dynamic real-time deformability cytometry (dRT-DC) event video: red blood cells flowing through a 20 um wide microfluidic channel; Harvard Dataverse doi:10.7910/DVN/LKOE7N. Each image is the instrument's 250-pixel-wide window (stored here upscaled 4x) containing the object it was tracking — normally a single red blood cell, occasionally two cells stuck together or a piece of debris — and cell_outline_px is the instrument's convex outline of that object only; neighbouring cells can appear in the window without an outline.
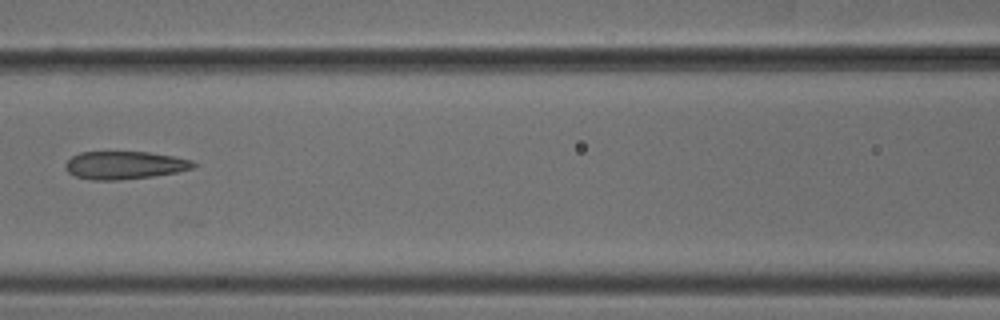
{"species": "common noctule bat (a hibernating species)", "species_latin": "Nyctalus noctula", "temperature_condition": "cold", "stored_images_in_passage": 9, "camera_frame_rate_fps": 3000, "um_per_image_px": 0.085, "animal": {"sex": "male", "body_mass_g": 18.8}, "frame": {"image": 1, "passage_image": 7, "time_ms": 2.0, "image_size_px": [1000, 320], "cell_outline_px": [[196, 164], [192, 168], [176, 172], [152, 176], [120, 180], [92, 180], [76, 176], [68, 172], [64, 168], [64, 164], [72, 156], [80, 152], [148, 152], [172, 156], [192, 160]], "centroid_in_image_um": [10.55, 14.04], "position_along_channel_um": 156.1, "area_um2": 20.69}}
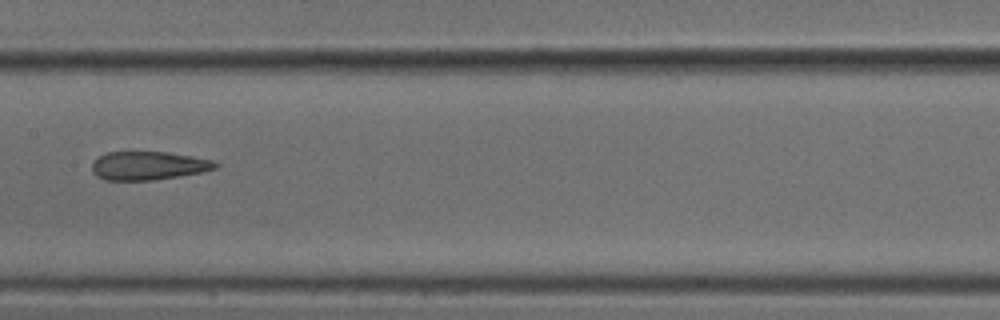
{"frame": {"image": 2, "passage_image": 8, "time_ms": 2.333, "image_size_px": [1000, 320], "cell_outline_px": [[220, 164], [216, 168], [200, 172], [152, 180], [104, 180], [96, 176], [92, 172], [92, 164], [100, 156], [108, 152], [168, 152], [192, 156], [212, 160]], "centroid_in_image_um": [12.6, 14.08], "position_along_channel_um": 194.8, "area_um2": 20.29}}
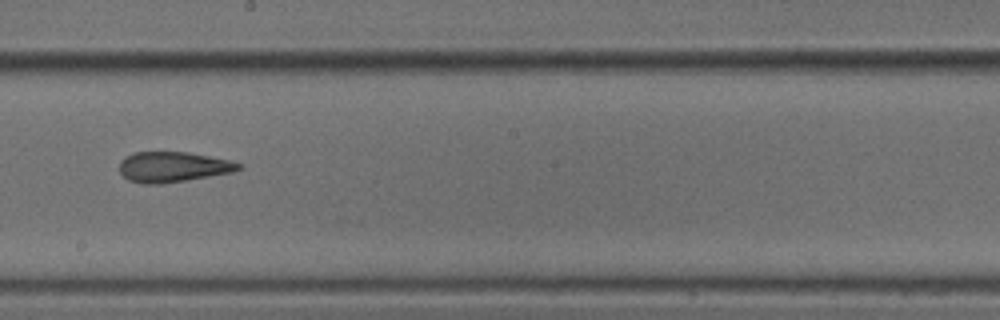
{"frame": {"image": 3, "passage_image": 9, "time_ms": 2.667, "image_size_px": [1000, 320], "cell_outline_px": [[244, 168], [232, 172], [160, 184], [144, 184], [128, 180], [120, 172], [120, 160], [124, 156], [132, 152], [188, 152], [228, 160], [244, 164]], "centroid_in_image_um": [14.68, 14.18], "position_along_channel_um": 233.5, "area_um2": 21.04}}